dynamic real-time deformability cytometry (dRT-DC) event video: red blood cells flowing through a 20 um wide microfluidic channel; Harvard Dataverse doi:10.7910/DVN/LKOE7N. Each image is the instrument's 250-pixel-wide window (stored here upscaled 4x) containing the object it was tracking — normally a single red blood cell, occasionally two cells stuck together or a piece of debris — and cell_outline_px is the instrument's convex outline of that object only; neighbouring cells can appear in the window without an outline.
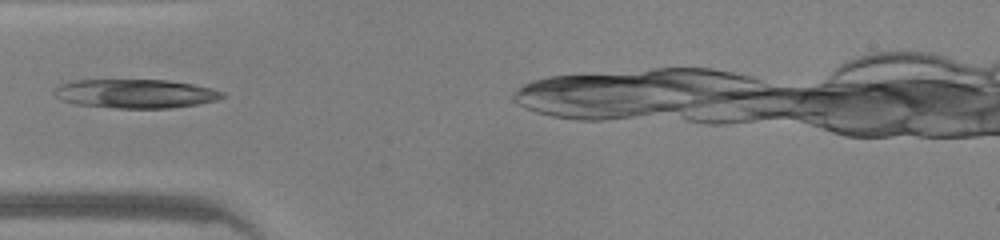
{"species": "common noctule bat (a hibernating species)", "species_latin": "Nyctalus noctula", "temperature_condition": "warm", "stored_images_in_passage": 26, "camera_frame_rate_fps": 3000, "um_per_image_px": 0.085, "animal": {"sex": "male", "body_mass_g": 20.0, "forearm_length_mm": 53.3}, "frame": {"image": 1, "passage_image": 1, "time_ms": 0.0, "image_size_px": [1000, 240], "cell_outline_px": [[228, 96], [216, 100], [200, 104], [172, 108], [116, 108], [76, 104], [60, 100], [52, 92], [52, 88], [60, 84], [72, 80], [168, 80], [192, 84], [212, 88], [224, 92]], "centroid_in_image_um": [11.51, 7.96], "position_along_channel_um": 73.5, "area_um2": 28.67}}
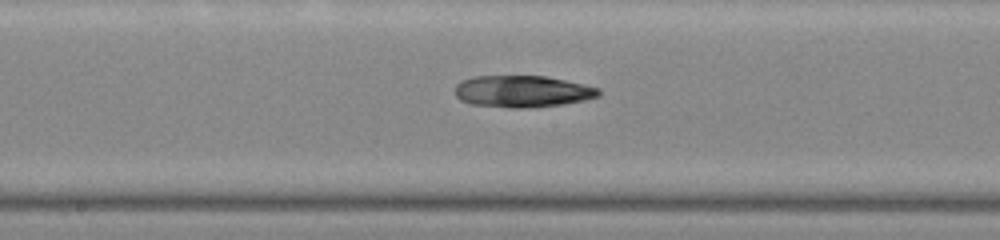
{"frame": {"image": 2, "passage_image": 10, "time_ms": 3.0, "image_size_px": [1000, 240], "cell_outline_px": [[600, 96], [584, 100], [536, 108], [508, 108], [472, 104], [460, 100], [456, 96], [456, 84], [460, 80], [472, 76], [544, 76], [584, 84], [600, 88]], "centroid_in_image_um": [44.39, 7.77], "position_along_channel_um": 203.8, "area_um2": 26.76}}
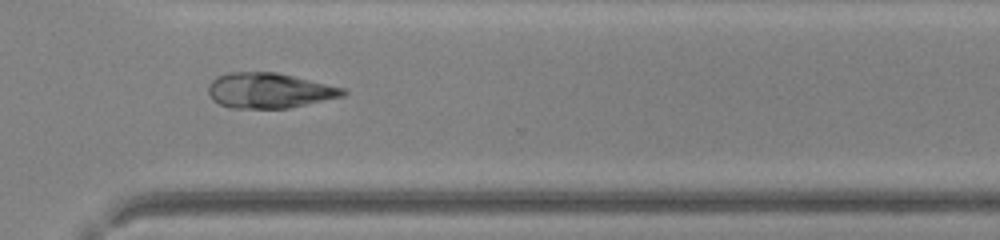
{"frame": {"image": 3, "passage_image": 20, "time_ms": 6.333, "image_size_px": [1000, 240], "cell_outline_px": [[348, 92], [344, 96], [288, 108], [232, 108], [220, 104], [212, 100], [208, 92], [208, 88], [212, 80], [228, 72], [276, 72], [344, 88]], "centroid_in_image_um": [22.88, 7.7], "position_along_channel_um": 347.7, "area_um2": 27.46}}